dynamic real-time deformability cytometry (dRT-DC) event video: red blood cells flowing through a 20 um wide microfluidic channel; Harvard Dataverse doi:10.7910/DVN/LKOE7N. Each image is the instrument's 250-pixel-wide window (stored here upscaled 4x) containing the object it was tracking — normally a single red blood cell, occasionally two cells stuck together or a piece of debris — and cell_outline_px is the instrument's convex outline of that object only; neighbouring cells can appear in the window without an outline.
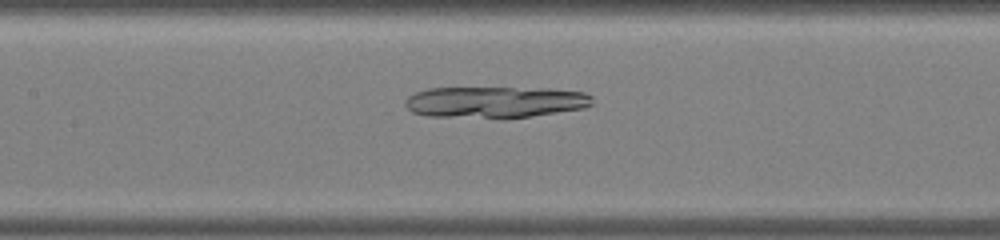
{"species": "common noctule bat (a hibernating species)", "species_latin": "Nyctalus noctula", "temperature_condition": "warm", "stored_images_in_passage": 43, "camera_frame_rate_fps": 3000, "um_per_image_px": 0.085, "animal": {"sex": "male", "body_mass_g": 19.0, "forearm_length_mm": 50.8}, "frame": {"image": 1, "passage_image": 18, "time_ms": 5.667, "image_size_px": [1000, 240], "cell_outline_px": [[592, 104], [584, 108], [532, 116], [504, 120], [500, 120], [428, 116], [412, 112], [404, 104], [404, 100], [408, 96], [416, 92], [428, 88], [548, 88], [584, 92], [592, 96]], "centroid_in_image_um": [42.06, 8.7], "position_along_channel_um": 165.3, "area_um2": 35.14}}
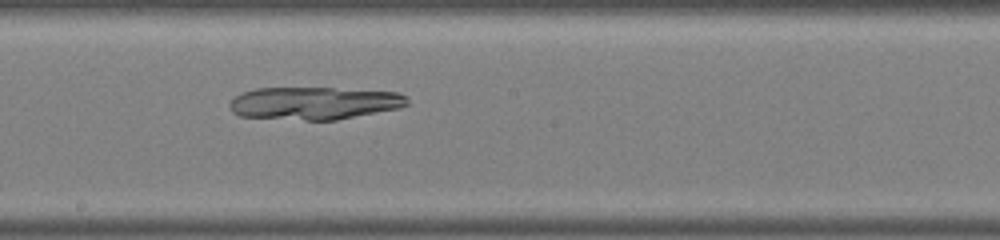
{"frame": {"image": 2, "passage_image": 22, "time_ms": 7.0, "image_size_px": [1000, 240], "cell_outline_px": [[408, 104], [400, 108], [336, 120], [304, 120], [240, 116], [232, 112], [228, 104], [236, 96], [244, 92], [256, 88], [332, 88], [396, 92], [408, 96]], "centroid_in_image_um": [26.72, 8.77], "position_along_channel_um": 221.5, "area_um2": 33.76}}
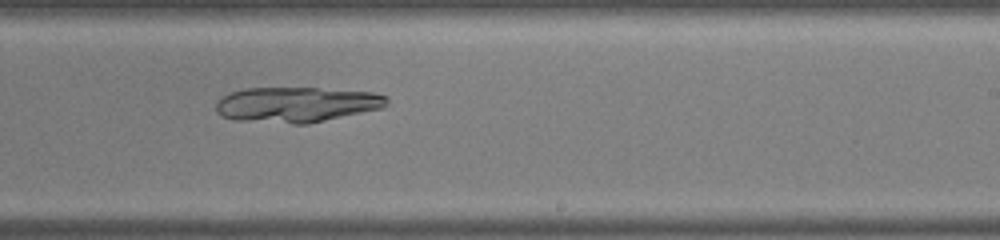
{"frame": {"image": 3, "passage_image": 25, "time_ms": 8.0, "image_size_px": [1000, 240], "cell_outline_px": [[388, 104], [384, 108], [308, 124], [292, 124], [236, 120], [220, 116], [216, 112], [216, 100], [220, 96], [232, 92], [248, 88], [316, 88], [372, 92], [388, 96]], "centroid_in_image_um": [25.2, 8.89], "position_along_channel_um": 263.8, "area_um2": 35.49}}